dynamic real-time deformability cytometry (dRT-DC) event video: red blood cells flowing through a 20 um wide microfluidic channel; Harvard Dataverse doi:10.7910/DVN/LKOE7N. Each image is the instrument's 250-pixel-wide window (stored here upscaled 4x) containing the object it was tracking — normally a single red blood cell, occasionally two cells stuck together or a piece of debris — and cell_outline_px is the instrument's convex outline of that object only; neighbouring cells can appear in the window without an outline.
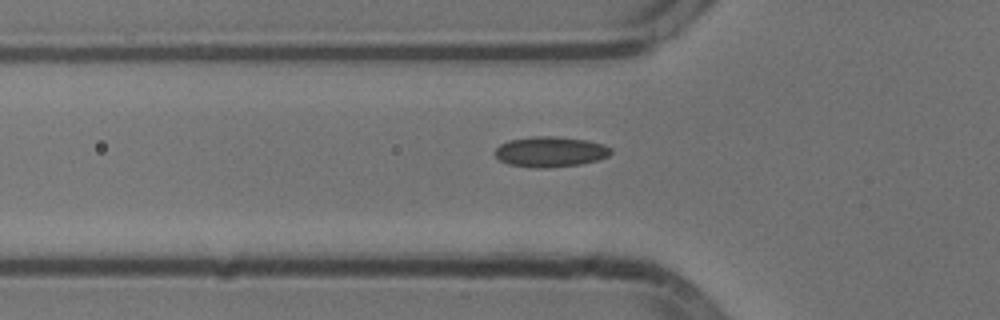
{"species": "common noctule bat (a hibernating species)", "species_latin": "Nyctalus noctula", "temperature_condition": "cold", "stored_images_in_passage": 37, "camera_frame_rate_fps": 3000, "um_per_image_px": 0.085, "animal": {"sex": "male", "body_mass_g": 13.3}, "frame": {"image": 1, "passage_image": 8, "time_ms": 2.333, "image_size_px": [1000, 320], "cell_outline_px": [[612, 152], [608, 156], [600, 160], [580, 164], [548, 168], [532, 168], [508, 164], [500, 160], [492, 152], [500, 144], [508, 140], [532, 136], [556, 136], [588, 140], [604, 144], [612, 148]], "centroid_in_image_um": [46.78, 12.9], "position_along_channel_um": 79.0, "area_um2": 20.92}}
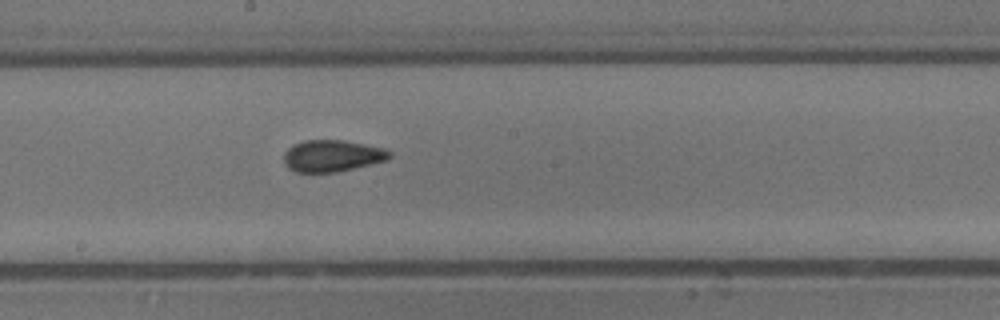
{"frame": {"image": 2, "passage_image": 19, "time_ms": 6.0, "image_size_px": [1000, 320], "cell_outline_px": [[392, 156], [388, 160], [372, 164], [336, 172], [296, 172], [288, 168], [284, 164], [284, 152], [292, 144], [304, 140], [344, 140], [384, 148], [392, 152]], "centroid_in_image_um": [28.24, 13.24], "position_along_channel_um": 220.0, "area_um2": 19.71}}
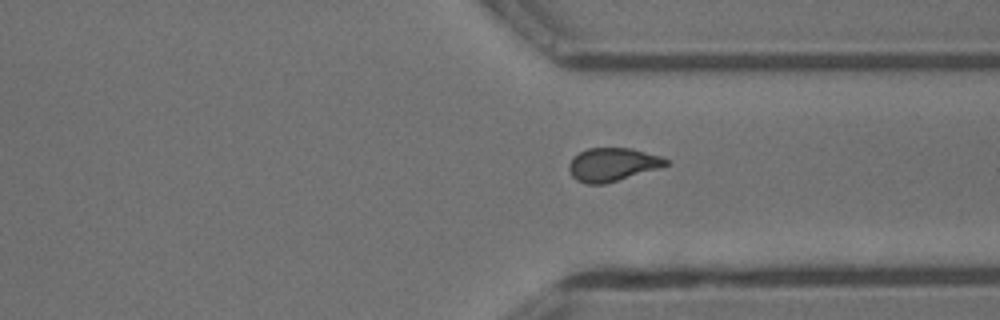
{"frame": {"image": 3, "passage_image": 30, "time_ms": 9.667, "image_size_px": [1000, 320], "cell_outline_px": [[668, 164], [660, 168], [604, 184], [588, 184], [576, 180], [572, 176], [568, 168], [568, 164], [572, 156], [588, 148], [632, 148], [660, 156], [668, 160]], "centroid_in_image_um": [52.03, 13.98], "position_along_channel_um": 359.4, "area_um2": 18.84}, "authors_computed_cell_mechanics": {"area_um2": 19.074, "velocity_mm_per_s": 3.8225, "shape_relaxation_time_tau1_ms": null, "shape_relaxation_time_tau2_ms": 1.4181, "deformation_change_tau1": null, "deformation_change_tau2": 0.0711}}